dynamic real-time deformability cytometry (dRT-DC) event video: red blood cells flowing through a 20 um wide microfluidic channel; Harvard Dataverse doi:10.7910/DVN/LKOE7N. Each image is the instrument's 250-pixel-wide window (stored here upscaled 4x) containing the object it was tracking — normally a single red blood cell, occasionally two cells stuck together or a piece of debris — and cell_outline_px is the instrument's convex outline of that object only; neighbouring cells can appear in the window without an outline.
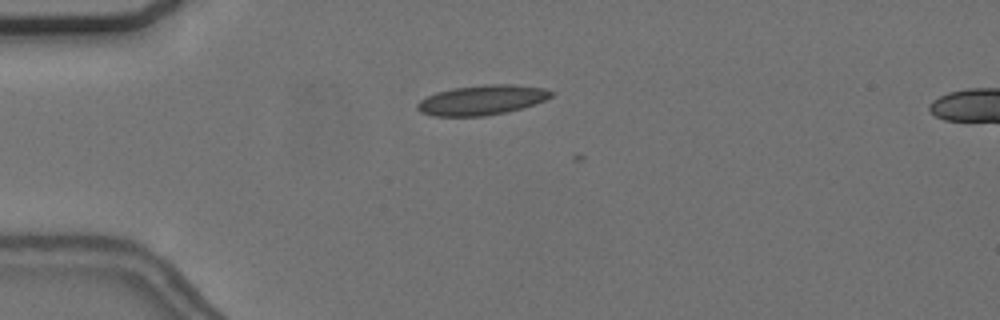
{"species": "common noctule bat (a hibernating species)", "species_latin": "Nyctalus noctula", "temperature_condition": "cold", "stored_images_in_passage": 6, "camera_frame_rate_fps": 3000, "um_per_image_px": 0.085, "animal": {"sex": "female", "body_mass_g": 24.6, "forearm_length_mm": 56.2}, "frame": {"image": 1, "passage_image": 3, "time_ms": 0.667, "image_size_px": [1000, 320], "cell_outline_px": [[556, 92], [552, 96], [544, 100], [524, 108], [508, 112], [484, 116], [436, 116], [420, 112], [416, 108], [416, 104], [420, 100], [436, 92], [452, 88], [484, 84], [512, 84], [544, 88]], "centroid_in_image_um": [40.98, 8.5], "position_along_channel_um": 44.0, "area_um2": 23.47}}